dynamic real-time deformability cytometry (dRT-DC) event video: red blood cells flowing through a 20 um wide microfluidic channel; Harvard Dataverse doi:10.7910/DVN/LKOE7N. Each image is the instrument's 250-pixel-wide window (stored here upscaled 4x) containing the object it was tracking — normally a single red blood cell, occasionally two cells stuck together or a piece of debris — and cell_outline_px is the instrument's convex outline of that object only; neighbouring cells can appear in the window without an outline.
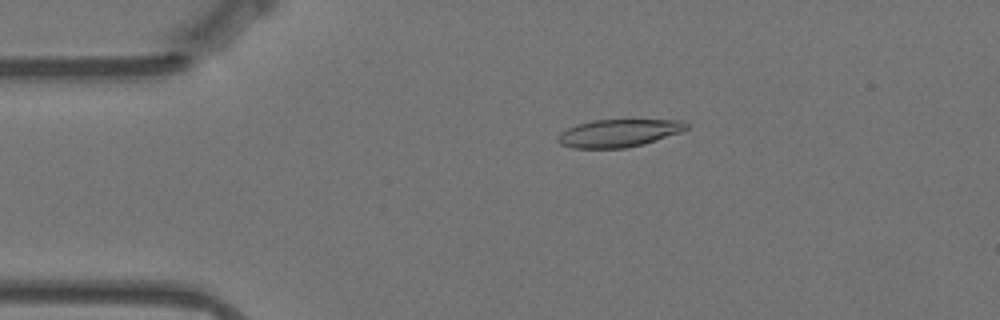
{"species": "Egyptian fruit bat (a non-hibernating species)", "species_latin": "Rousettus aegyptiacus", "temperature_condition": "warm", "stored_images_in_passage": 57, "camera_frame_rate_fps": 3000, "um_per_image_px": 0.085, "animal": {"sex": "female"}, "frame": {"image": 1, "passage_image": 11, "time_ms": 3.333, "image_size_px": [1000, 320], "cell_outline_px": [[688, 128], [680, 132], [644, 144], [624, 148], [572, 148], [560, 144], [556, 140], [556, 136], [560, 132], [576, 124], [592, 120], [684, 120], [688, 124]], "centroid_in_image_um": [52.55, 11.31], "position_along_channel_um": 32.5, "area_um2": 20.81}}
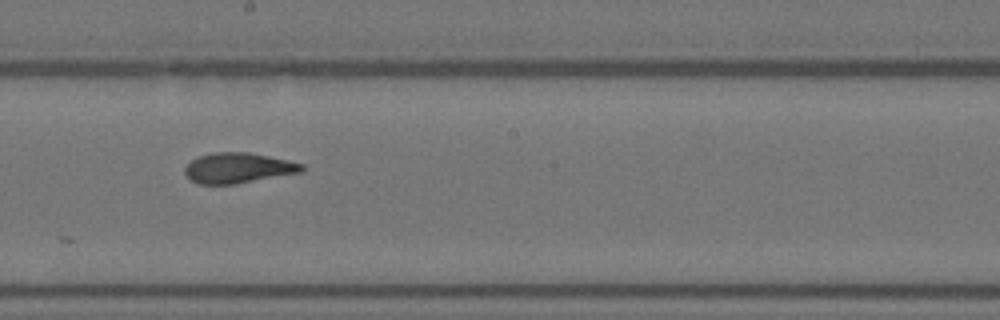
{"frame": {"image": 2, "passage_image": 31, "time_ms": 10.0, "image_size_px": [1000, 320], "cell_outline_px": [[304, 172], [232, 184], [196, 184], [184, 172], [184, 168], [192, 160], [200, 156], [212, 152], [248, 152], [288, 160], [304, 164]], "centroid_in_image_um": [20.26, 14.27], "position_along_channel_um": 227.9, "area_um2": 20.58}}
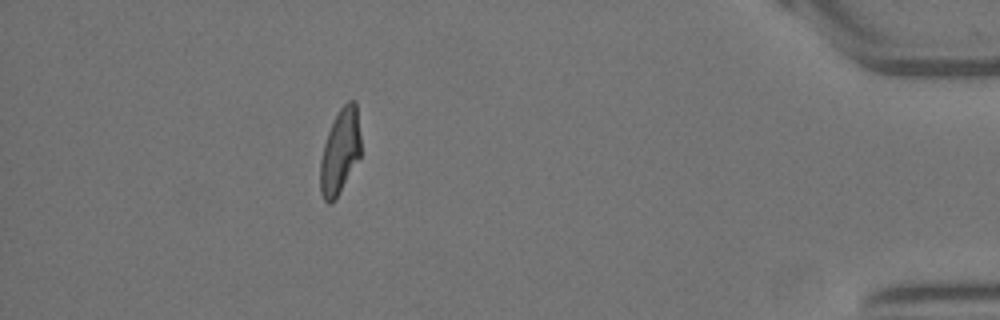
{"frame": {"image": 3, "passage_image": 51, "time_ms": 16.667, "image_size_px": [1000, 320], "cell_outline_px": [[360, 156], [332, 204], [328, 204], [324, 200], [320, 192], [320, 160], [324, 144], [328, 132], [340, 108], [348, 100], [356, 100], [360, 136]], "centroid_in_image_um": [28.89, 12.87], "position_along_channel_um": 406.3, "area_um2": 19.83}, "authors_computed_cell_mechanics": {"area_um2": 21.0392, "velocity_mm_per_s": 3.5116, "shape_relaxation_time_tau1_ms": 5.3648, "shape_relaxation_time_tau2_ms": 1.6821, "deformation_change_tau1": 0.2282, "deformation_change_tau2": 0.0965}}